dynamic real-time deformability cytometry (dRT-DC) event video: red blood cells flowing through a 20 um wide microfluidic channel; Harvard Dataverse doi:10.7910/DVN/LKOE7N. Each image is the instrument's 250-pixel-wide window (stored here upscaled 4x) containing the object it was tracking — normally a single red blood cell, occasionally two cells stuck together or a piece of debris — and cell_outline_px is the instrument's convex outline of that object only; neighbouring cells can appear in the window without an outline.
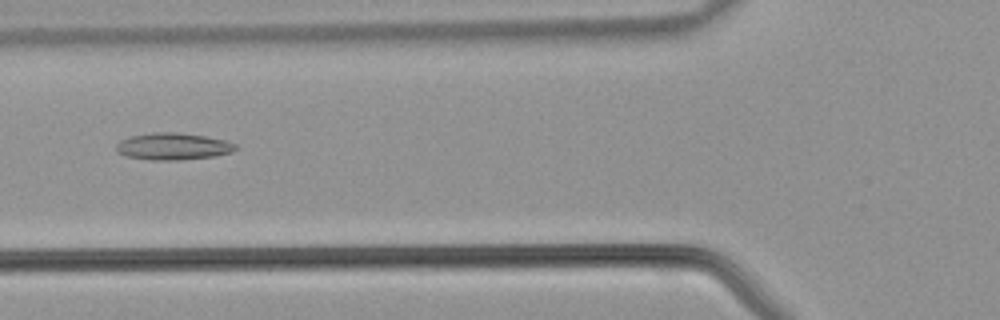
{"species": "common noctule bat (a hibernating species)", "species_latin": "Nyctalus noctula", "temperature_condition": "warm", "stored_images_in_passage": 29, "camera_frame_rate_fps": 3000, "um_per_image_px": 0.085, "animal": {"sex": "male", "body_mass_g": 21.5, "forearm_length_mm": 52.0}, "frame": {"image": 1, "passage_image": 3, "time_ms": 0.667, "image_size_px": [1000, 320], "cell_outline_px": [[236, 148], [232, 152], [216, 156], [180, 160], [152, 160], [124, 156], [116, 152], [116, 144], [120, 140], [128, 136], [152, 132], [180, 132], [204, 136], [224, 140], [236, 144]], "centroid_in_image_um": [14.66, 12.44], "position_along_channel_um": 111.1, "area_um2": 18.96}}
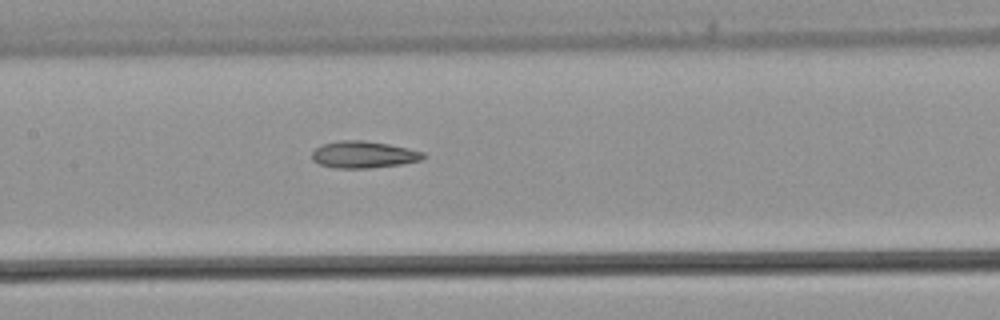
{"frame": {"image": 2, "passage_image": 7, "time_ms": 2.0, "image_size_px": [1000, 320], "cell_outline_px": [[424, 156], [420, 160], [400, 164], [368, 168], [336, 168], [320, 164], [312, 160], [312, 152], [316, 148], [324, 144], [340, 140], [364, 140], [388, 144], [408, 148], [424, 152]], "centroid_in_image_um": [30.88, 13.13], "position_along_channel_um": 176.5, "area_um2": 17.22}}
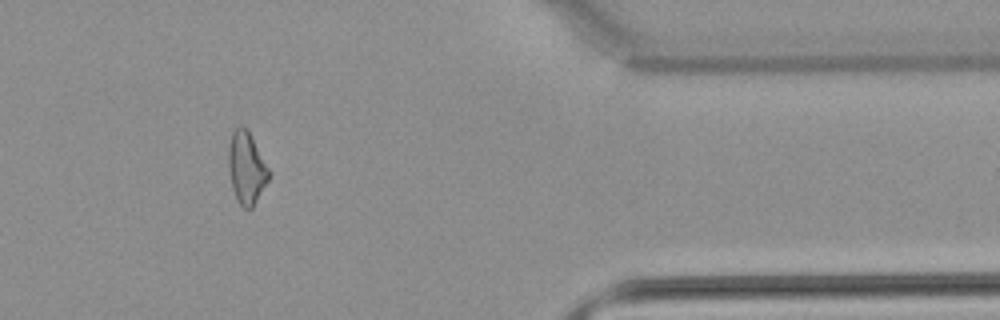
{"frame": {"image": 3, "passage_image": 22, "time_ms": 7.0, "image_size_px": [1000, 320], "cell_outline_px": [[272, 172], [268, 180], [252, 208], [244, 208], [236, 200], [232, 188], [228, 168], [228, 148], [232, 132], [240, 124], [244, 124], [248, 128]], "centroid_in_image_um": [20.96, 14.21], "position_along_channel_um": 390.4, "area_um2": 17.4}}